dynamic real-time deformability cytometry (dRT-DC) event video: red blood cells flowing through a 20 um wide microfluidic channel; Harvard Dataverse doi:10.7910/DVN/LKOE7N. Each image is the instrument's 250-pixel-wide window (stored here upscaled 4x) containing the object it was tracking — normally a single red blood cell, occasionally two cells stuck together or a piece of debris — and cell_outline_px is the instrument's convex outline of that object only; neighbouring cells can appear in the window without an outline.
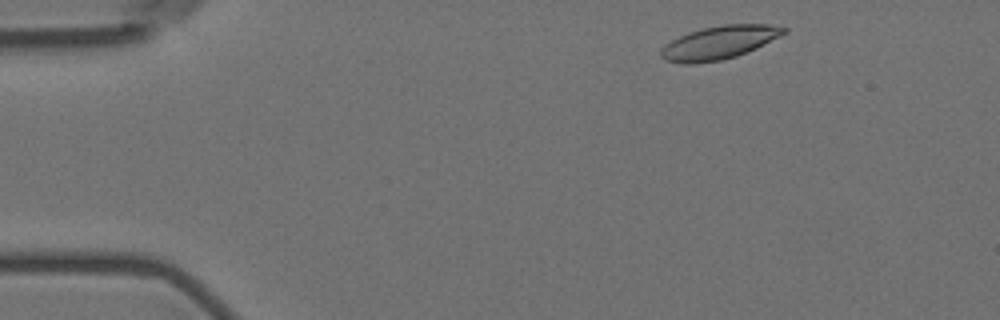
{"species": "Egyptian fruit bat (a non-hibernating species)", "species_latin": "Rousettus aegyptiacus", "temperature_condition": "room temperature", "stored_images_in_passage": 3, "camera_frame_rate_fps": 3000, "um_per_image_px": 0.085, "animal": {"sex": "female"}, "frame": {"image": 1, "passage_image": 1, "time_ms": 0.0, "image_size_px": [1000, 320], "cell_outline_px": [[788, 32], [756, 48], [736, 56], [720, 60], [692, 64], [684, 64], [664, 60], [660, 56], [660, 52], [672, 40], [688, 32], [704, 28], [724, 24], [768, 24], [788, 28]], "centroid_in_image_um": [61.15, 3.61], "position_along_channel_um": 23.8, "area_um2": 23.58}}
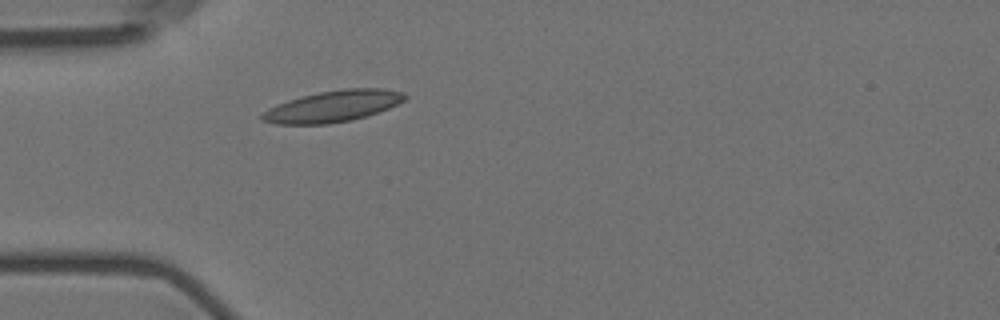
{"frame": {"image": 2, "passage_image": 3, "time_ms": 3.0, "image_size_px": [1000, 320], "cell_outline_px": [[408, 96], [404, 100], [388, 108], [352, 120], [328, 124], [276, 124], [260, 120], [260, 116], [268, 108], [276, 104], [288, 100], [320, 92], [344, 88], [384, 88], [404, 92]], "centroid_in_image_um": [28.28, 9.03], "position_along_channel_um": 56.7, "area_um2": 25.95}}